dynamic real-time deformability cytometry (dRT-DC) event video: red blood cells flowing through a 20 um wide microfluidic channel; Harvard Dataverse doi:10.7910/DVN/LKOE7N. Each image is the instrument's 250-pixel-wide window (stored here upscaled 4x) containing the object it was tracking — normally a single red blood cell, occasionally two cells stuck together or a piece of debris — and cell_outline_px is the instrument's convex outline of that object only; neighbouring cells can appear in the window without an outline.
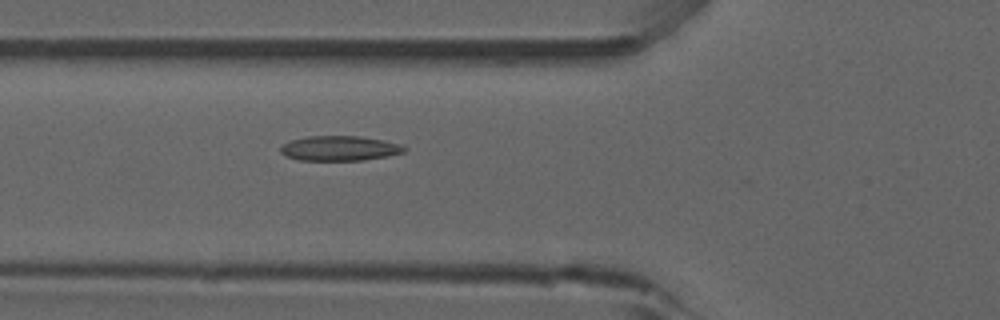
{"species": "common noctule bat (a hibernating species)", "species_latin": "Nyctalus noctula", "temperature_condition": "room temperature", "stored_images_in_passage": 45, "camera_frame_rate_fps": 3000, "um_per_image_px": 0.085, "animal": {"sex": "male", "forearm_length_mm": 52.5}, "frame": {"image": 1, "passage_image": 19, "time_ms": 6.0, "image_size_px": [1000, 320], "cell_outline_px": [[408, 148], [404, 152], [388, 156], [360, 160], [300, 160], [288, 156], [280, 152], [280, 144], [292, 140], [308, 136], [360, 136], [384, 140], [404, 144]], "centroid_in_image_um": [28.91, 12.59], "position_along_channel_um": 96.9, "area_um2": 18.03}, "authors_computed_cell_mechanics": {"area_um2": 18.0336, "velocity_mm_per_s": 3.8974, "shape_relaxation_time_tau1_ms": null, "shape_relaxation_time_tau2_ms": 2.0092, "deformation_change_tau1": null, "deformation_change_tau2": 0.0782}}